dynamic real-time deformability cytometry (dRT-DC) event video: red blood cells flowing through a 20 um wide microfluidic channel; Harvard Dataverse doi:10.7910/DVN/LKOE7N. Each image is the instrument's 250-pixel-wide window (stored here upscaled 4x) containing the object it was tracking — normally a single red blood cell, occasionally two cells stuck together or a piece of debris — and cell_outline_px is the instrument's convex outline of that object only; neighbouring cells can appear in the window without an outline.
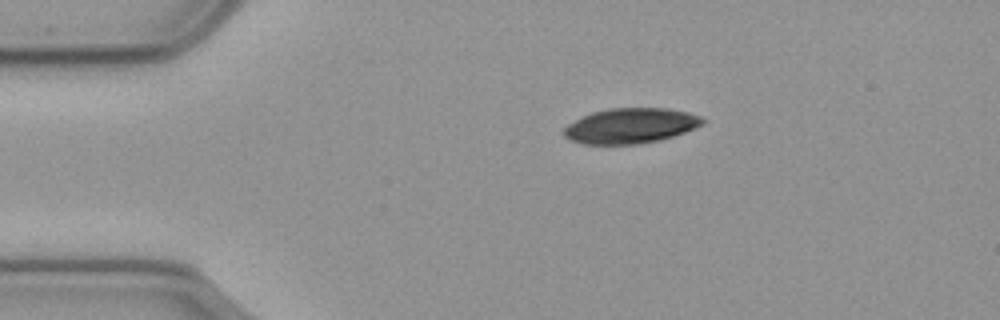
{"species": "common noctule bat (a hibernating species)", "species_latin": "Nyctalus noctula", "temperature_condition": "cold", "stored_images_in_passage": 47, "camera_frame_rate_fps": 3000, "um_per_image_px": 0.085, "animal": {"sex": "male", "body_mass_g": 23.1, "forearm_length_mm": 52.7}, "frame": {"image": 1, "passage_image": 1, "time_ms": 0.0, "image_size_px": [1000, 320], "cell_outline_px": [[708, 120], [704, 124], [684, 132], [660, 140], [636, 144], [584, 144], [568, 140], [564, 136], [564, 128], [568, 124], [592, 112], [608, 108], [668, 108], [688, 112], [700, 116]], "centroid_in_image_um": [53.62, 10.69], "position_along_channel_um": 31.4, "area_um2": 28.5}}
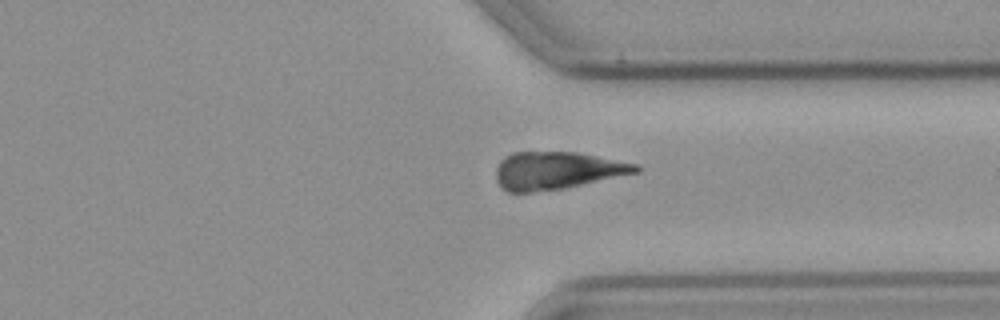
{"frame": {"image": 2, "passage_image": 33, "time_ms": 10.667, "image_size_px": [1000, 320], "cell_outline_px": [[640, 172], [564, 188], [532, 192], [508, 192], [500, 188], [496, 180], [496, 168], [500, 160], [504, 156], [512, 152], [576, 152], [640, 164]], "centroid_in_image_um": [47.32, 14.49], "position_along_channel_um": 364.1, "area_um2": 30.81}}
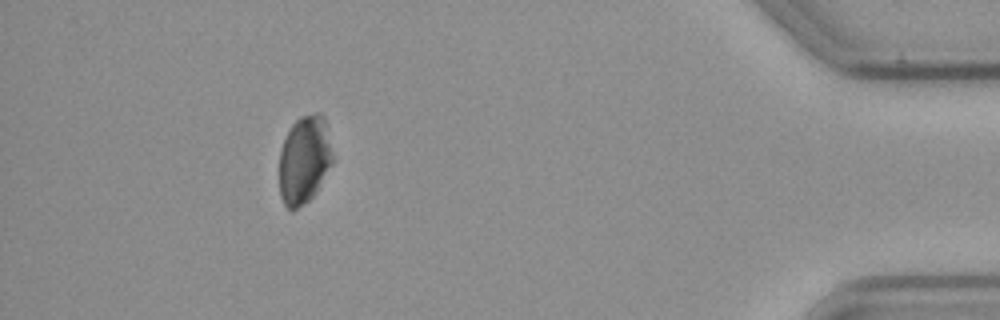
{"frame": {"image": 3, "passage_image": 42, "time_ms": 13.667, "image_size_px": [1000, 320], "cell_outline_px": [[332, 164], [316, 192], [308, 200], [296, 208], [288, 208], [284, 204], [280, 196], [280, 148], [292, 124], [300, 116], [316, 112], [320, 112], [324, 116], [332, 152]], "centroid_in_image_um": [25.87, 13.54], "position_along_channel_um": 409.3, "area_um2": 27.17}}